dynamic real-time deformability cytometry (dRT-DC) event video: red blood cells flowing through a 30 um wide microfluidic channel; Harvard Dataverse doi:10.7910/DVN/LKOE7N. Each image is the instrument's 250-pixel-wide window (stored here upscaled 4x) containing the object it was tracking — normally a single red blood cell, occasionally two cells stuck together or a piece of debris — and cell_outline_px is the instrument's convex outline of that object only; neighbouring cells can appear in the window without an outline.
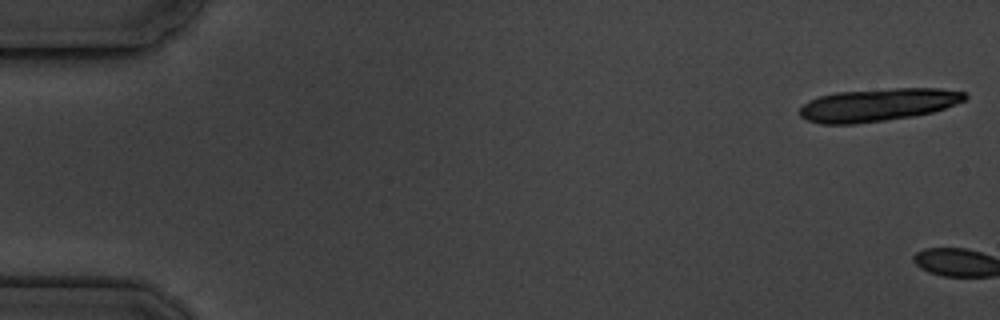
{"species": "common noctule bat (a hibernating species)", "species_latin": "Nyctalus noctula", "temperature_condition": "cold", "stored_images_in_passage": 2, "camera_frame_rate_fps": 3000, "um_per_image_px": 0.085, "animal": {"sex": "male", "body_mass_g": 19.5, "forearm_length_mm": 54.6}, "frame": {"image": 1, "passage_image": 1, "time_ms": 0.0, "image_size_px": [1000, 320], "cell_outline_px": [[968, 96], [964, 100], [956, 104], [932, 112], [912, 116], [884, 120], [852, 124], [820, 124], [808, 120], [800, 116], [800, 108], [808, 100], [820, 96], [836, 92], [896, 88], [940, 88], [964, 92]], "centroid_in_image_um": [74.61, 8.9], "position_along_channel_um": 10.4, "area_um2": 31.39}}